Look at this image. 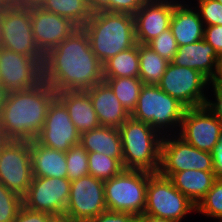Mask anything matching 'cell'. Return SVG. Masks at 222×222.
<instances>
[{"label":"cell","instance_id":"6da1fadb","mask_svg":"<svg viewBox=\"0 0 222 222\" xmlns=\"http://www.w3.org/2000/svg\"><path fill=\"white\" fill-rule=\"evenodd\" d=\"M103 80V64L82 27L45 55L43 81L56 92L86 91Z\"/></svg>","mask_w":222,"mask_h":222},{"label":"cell","instance_id":"7a4b0ae2","mask_svg":"<svg viewBox=\"0 0 222 222\" xmlns=\"http://www.w3.org/2000/svg\"><path fill=\"white\" fill-rule=\"evenodd\" d=\"M57 92L42 81L34 88L2 95L1 140L33 141L42 131L48 109Z\"/></svg>","mask_w":222,"mask_h":222},{"label":"cell","instance_id":"3957f363","mask_svg":"<svg viewBox=\"0 0 222 222\" xmlns=\"http://www.w3.org/2000/svg\"><path fill=\"white\" fill-rule=\"evenodd\" d=\"M82 28L88 35L91 50L102 64L137 43L132 14L95 12Z\"/></svg>","mask_w":222,"mask_h":222},{"label":"cell","instance_id":"277c9868","mask_svg":"<svg viewBox=\"0 0 222 222\" xmlns=\"http://www.w3.org/2000/svg\"><path fill=\"white\" fill-rule=\"evenodd\" d=\"M118 130L122 143L124 169L157 173L163 136L148 123L131 116Z\"/></svg>","mask_w":222,"mask_h":222},{"label":"cell","instance_id":"5b68a950","mask_svg":"<svg viewBox=\"0 0 222 222\" xmlns=\"http://www.w3.org/2000/svg\"><path fill=\"white\" fill-rule=\"evenodd\" d=\"M186 109L158 85L144 84L131 117L148 123L162 136L173 135L179 133Z\"/></svg>","mask_w":222,"mask_h":222},{"label":"cell","instance_id":"8992f818","mask_svg":"<svg viewBox=\"0 0 222 222\" xmlns=\"http://www.w3.org/2000/svg\"><path fill=\"white\" fill-rule=\"evenodd\" d=\"M152 173L124 169L104 181L105 203L109 211L144 214L149 176Z\"/></svg>","mask_w":222,"mask_h":222},{"label":"cell","instance_id":"52a82bcc","mask_svg":"<svg viewBox=\"0 0 222 222\" xmlns=\"http://www.w3.org/2000/svg\"><path fill=\"white\" fill-rule=\"evenodd\" d=\"M192 212H196V205L169 178L158 172L149 176L145 215L182 222Z\"/></svg>","mask_w":222,"mask_h":222},{"label":"cell","instance_id":"ba28073f","mask_svg":"<svg viewBox=\"0 0 222 222\" xmlns=\"http://www.w3.org/2000/svg\"><path fill=\"white\" fill-rule=\"evenodd\" d=\"M0 47L34 57L44 64L45 55L33 36L31 7L15 6L0 10Z\"/></svg>","mask_w":222,"mask_h":222},{"label":"cell","instance_id":"9c48e42d","mask_svg":"<svg viewBox=\"0 0 222 222\" xmlns=\"http://www.w3.org/2000/svg\"><path fill=\"white\" fill-rule=\"evenodd\" d=\"M30 141H0V183L22 199L32 182Z\"/></svg>","mask_w":222,"mask_h":222},{"label":"cell","instance_id":"30bf717a","mask_svg":"<svg viewBox=\"0 0 222 222\" xmlns=\"http://www.w3.org/2000/svg\"><path fill=\"white\" fill-rule=\"evenodd\" d=\"M209 84L210 80L200 71L169 62L158 87L186 108H196L205 106L208 96L212 97L207 95Z\"/></svg>","mask_w":222,"mask_h":222},{"label":"cell","instance_id":"8fae6325","mask_svg":"<svg viewBox=\"0 0 222 222\" xmlns=\"http://www.w3.org/2000/svg\"><path fill=\"white\" fill-rule=\"evenodd\" d=\"M185 170L214 171L213 154L193 147L178 134L163 136L158 173L169 178Z\"/></svg>","mask_w":222,"mask_h":222},{"label":"cell","instance_id":"7c38bea8","mask_svg":"<svg viewBox=\"0 0 222 222\" xmlns=\"http://www.w3.org/2000/svg\"><path fill=\"white\" fill-rule=\"evenodd\" d=\"M43 81V65L34 57L0 47L2 95L34 88Z\"/></svg>","mask_w":222,"mask_h":222},{"label":"cell","instance_id":"4fadbf2b","mask_svg":"<svg viewBox=\"0 0 222 222\" xmlns=\"http://www.w3.org/2000/svg\"><path fill=\"white\" fill-rule=\"evenodd\" d=\"M106 210L104 181L87 175L71 182L65 215L73 222H90Z\"/></svg>","mask_w":222,"mask_h":222},{"label":"cell","instance_id":"5bb4252c","mask_svg":"<svg viewBox=\"0 0 222 222\" xmlns=\"http://www.w3.org/2000/svg\"><path fill=\"white\" fill-rule=\"evenodd\" d=\"M71 181L68 178L33 177L23 206L52 216L64 215L70 196Z\"/></svg>","mask_w":222,"mask_h":222},{"label":"cell","instance_id":"9a60e30c","mask_svg":"<svg viewBox=\"0 0 222 222\" xmlns=\"http://www.w3.org/2000/svg\"><path fill=\"white\" fill-rule=\"evenodd\" d=\"M178 135L193 147L212 153L222 136V122L206 106L187 108Z\"/></svg>","mask_w":222,"mask_h":222},{"label":"cell","instance_id":"2e32d148","mask_svg":"<svg viewBox=\"0 0 222 222\" xmlns=\"http://www.w3.org/2000/svg\"><path fill=\"white\" fill-rule=\"evenodd\" d=\"M80 137L81 133L71 121L67 108L56 97L35 140L50 149L67 152L72 146L80 144Z\"/></svg>","mask_w":222,"mask_h":222},{"label":"cell","instance_id":"e0dca14e","mask_svg":"<svg viewBox=\"0 0 222 222\" xmlns=\"http://www.w3.org/2000/svg\"><path fill=\"white\" fill-rule=\"evenodd\" d=\"M31 18L35 43L44 55L79 28L70 19L47 12L39 6L31 7Z\"/></svg>","mask_w":222,"mask_h":222},{"label":"cell","instance_id":"ac0fdd59","mask_svg":"<svg viewBox=\"0 0 222 222\" xmlns=\"http://www.w3.org/2000/svg\"><path fill=\"white\" fill-rule=\"evenodd\" d=\"M180 0H145L133 15L136 41L147 44L170 28L174 6Z\"/></svg>","mask_w":222,"mask_h":222},{"label":"cell","instance_id":"d6986e66","mask_svg":"<svg viewBox=\"0 0 222 222\" xmlns=\"http://www.w3.org/2000/svg\"><path fill=\"white\" fill-rule=\"evenodd\" d=\"M86 91L101 126L120 128L131 116L104 80Z\"/></svg>","mask_w":222,"mask_h":222},{"label":"cell","instance_id":"ffe728a7","mask_svg":"<svg viewBox=\"0 0 222 222\" xmlns=\"http://www.w3.org/2000/svg\"><path fill=\"white\" fill-rule=\"evenodd\" d=\"M180 0L175 6L170 21L172 35L177 41L178 47L197 42L204 37L205 25L198 10L192 6L189 0Z\"/></svg>","mask_w":222,"mask_h":222},{"label":"cell","instance_id":"44dd1931","mask_svg":"<svg viewBox=\"0 0 222 222\" xmlns=\"http://www.w3.org/2000/svg\"><path fill=\"white\" fill-rule=\"evenodd\" d=\"M218 54L204 39L179 46L172 63L200 71L210 81L214 78Z\"/></svg>","mask_w":222,"mask_h":222},{"label":"cell","instance_id":"7402d4cb","mask_svg":"<svg viewBox=\"0 0 222 222\" xmlns=\"http://www.w3.org/2000/svg\"><path fill=\"white\" fill-rule=\"evenodd\" d=\"M57 98L67 108L71 121L80 133L101 126L87 91L57 92Z\"/></svg>","mask_w":222,"mask_h":222},{"label":"cell","instance_id":"603a6c76","mask_svg":"<svg viewBox=\"0 0 222 222\" xmlns=\"http://www.w3.org/2000/svg\"><path fill=\"white\" fill-rule=\"evenodd\" d=\"M33 177L68 178L66 152L30 141Z\"/></svg>","mask_w":222,"mask_h":222},{"label":"cell","instance_id":"cb8c5ba5","mask_svg":"<svg viewBox=\"0 0 222 222\" xmlns=\"http://www.w3.org/2000/svg\"><path fill=\"white\" fill-rule=\"evenodd\" d=\"M80 144L88 152L105 154L111 158L123 159L122 143L118 128L100 126L81 133Z\"/></svg>","mask_w":222,"mask_h":222},{"label":"cell","instance_id":"d4e9b609","mask_svg":"<svg viewBox=\"0 0 222 222\" xmlns=\"http://www.w3.org/2000/svg\"><path fill=\"white\" fill-rule=\"evenodd\" d=\"M217 178L215 171L185 170L173 173L169 179L174 187L189 198L195 205L212 188Z\"/></svg>","mask_w":222,"mask_h":222},{"label":"cell","instance_id":"484cf974","mask_svg":"<svg viewBox=\"0 0 222 222\" xmlns=\"http://www.w3.org/2000/svg\"><path fill=\"white\" fill-rule=\"evenodd\" d=\"M103 77H139V44L107 60L103 64Z\"/></svg>","mask_w":222,"mask_h":222},{"label":"cell","instance_id":"4316f807","mask_svg":"<svg viewBox=\"0 0 222 222\" xmlns=\"http://www.w3.org/2000/svg\"><path fill=\"white\" fill-rule=\"evenodd\" d=\"M39 7L70 19L78 27H83L92 15L87 0H44Z\"/></svg>","mask_w":222,"mask_h":222},{"label":"cell","instance_id":"83f0119b","mask_svg":"<svg viewBox=\"0 0 222 222\" xmlns=\"http://www.w3.org/2000/svg\"><path fill=\"white\" fill-rule=\"evenodd\" d=\"M168 64L146 44H139V78L144 84L158 85Z\"/></svg>","mask_w":222,"mask_h":222},{"label":"cell","instance_id":"f1b7e54d","mask_svg":"<svg viewBox=\"0 0 222 222\" xmlns=\"http://www.w3.org/2000/svg\"><path fill=\"white\" fill-rule=\"evenodd\" d=\"M122 106L131 114L135 109L144 83L139 77L104 78Z\"/></svg>","mask_w":222,"mask_h":222},{"label":"cell","instance_id":"f546056e","mask_svg":"<svg viewBox=\"0 0 222 222\" xmlns=\"http://www.w3.org/2000/svg\"><path fill=\"white\" fill-rule=\"evenodd\" d=\"M124 170L123 159H115L102 153L88 152V172L95 178L106 181Z\"/></svg>","mask_w":222,"mask_h":222},{"label":"cell","instance_id":"4dcf8cb0","mask_svg":"<svg viewBox=\"0 0 222 222\" xmlns=\"http://www.w3.org/2000/svg\"><path fill=\"white\" fill-rule=\"evenodd\" d=\"M196 213L222 222V177H217L212 188L196 205Z\"/></svg>","mask_w":222,"mask_h":222},{"label":"cell","instance_id":"1f68e13d","mask_svg":"<svg viewBox=\"0 0 222 222\" xmlns=\"http://www.w3.org/2000/svg\"><path fill=\"white\" fill-rule=\"evenodd\" d=\"M68 179L72 182L89 175L88 151L81 145L72 146L66 152Z\"/></svg>","mask_w":222,"mask_h":222},{"label":"cell","instance_id":"d6a6232c","mask_svg":"<svg viewBox=\"0 0 222 222\" xmlns=\"http://www.w3.org/2000/svg\"><path fill=\"white\" fill-rule=\"evenodd\" d=\"M23 199L0 183V222H14Z\"/></svg>","mask_w":222,"mask_h":222},{"label":"cell","instance_id":"836d02e7","mask_svg":"<svg viewBox=\"0 0 222 222\" xmlns=\"http://www.w3.org/2000/svg\"><path fill=\"white\" fill-rule=\"evenodd\" d=\"M146 45L169 62H172L178 50L177 41L172 35L170 28L163 31Z\"/></svg>","mask_w":222,"mask_h":222},{"label":"cell","instance_id":"e575fe53","mask_svg":"<svg viewBox=\"0 0 222 222\" xmlns=\"http://www.w3.org/2000/svg\"><path fill=\"white\" fill-rule=\"evenodd\" d=\"M200 18L205 26L222 25V4L218 0H196Z\"/></svg>","mask_w":222,"mask_h":222},{"label":"cell","instance_id":"d590c367","mask_svg":"<svg viewBox=\"0 0 222 222\" xmlns=\"http://www.w3.org/2000/svg\"><path fill=\"white\" fill-rule=\"evenodd\" d=\"M145 0H109V12L128 13L134 15Z\"/></svg>","mask_w":222,"mask_h":222},{"label":"cell","instance_id":"8d00e7d4","mask_svg":"<svg viewBox=\"0 0 222 222\" xmlns=\"http://www.w3.org/2000/svg\"><path fill=\"white\" fill-rule=\"evenodd\" d=\"M209 86H212L214 101L207 98L205 106L222 122V83L210 82Z\"/></svg>","mask_w":222,"mask_h":222},{"label":"cell","instance_id":"74e56055","mask_svg":"<svg viewBox=\"0 0 222 222\" xmlns=\"http://www.w3.org/2000/svg\"><path fill=\"white\" fill-rule=\"evenodd\" d=\"M53 216L40 212L27 209L22 206L14 219V222H48Z\"/></svg>","mask_w":222,"mask_h":222},{"label":"cell","instance_id":"f35d334b","mask_svg":"<svg viewBox=\"0 0 222 222\" xmlns=\"http://www.w3.org/2000/svg\"><path fill=\"white\" fill-rule=\"evenodd\" d=\"M203 39L210 44L217 54L222 52V25L205 26Z\"/></svg>","mask_w":222,"mask_h":222},{"label":"cell","instance_id":"ab89813d","mask_svg":"<svg viewBox=\"0 0 222 222\" xmlns=\"http://www.w3.org/2000/svg\"><path fill=\"white\" fill-rule=\"evenodd\" d=\"M136 218V216L130 213L106 210L90 222H136Z\"/></svg>","mask_w":222,"mask_h":222},{"label":"cell","instance_id":"60d3db41","mask_svg":"<svg viewBox=\"0 0 222 222\" xmlns=\"http://www.w3.org/2000/svg\"><path fill=\"white\" fill-rule=\"evenodd\" d=\"M212 154L215 174L217 177H222V136L218 141L217 148Z\"/></svg>","mask_w":222,"mask_h":222},{"label":"cell","instance_id":"b9f144b4","mask_svg":"<svg viewBox=\"0 0 222 222\" xmlns=\"http://www.w3.org/2000/svg\"><path fill=\"white\" fill-rule=\"evenodd\" d=\"M92 13L99 11L109 12V0H87Z\"/></svg>","mask_w":222,"mask_h":222},{"label":"cell","instance_id":"7bdbcfd3","mask_svg":"<svg viewBox=\"0 0 222 222\" xmlns=\"http://www.w3.org/2000/svg\"><path fill=\"white\" fill-rule=\"evenodd\" d=\"M212 83H222V52L218 54L216 62V71L214 78L210 81Z\"/></svg>","mask_w":222,"mask_h":222},{"label":"cell","instance_id":"ee69618b","mask_svg":"<svg viewBox=\"0 0 222 222\" xmlns=\"http://www.w3.org/2000/svg\"><path fill=\"white\" fill-rule=\"evenodd\" d=\"M136 222H174L169 219L142 214L136 218Z\"/></svg>","mask_w":222,"mask_h":222},{"label":"cell","instance_id":"f6af8a7d","mask_svg":"<svg viewBox=\"0 0 222 222\" xmlns=\"http://www.w3.org/2000/svg\"><path fill=\"white\" fill-rule=\"evenodd\" d=\"M15 6H20V0H0V10Z\"/></svg>","mask_w":222,"mask_h":222},{"label":"cell","instance_id":"bcb514c9","mask_svg":"<svg viewBox=\"0 0 222 222\" xmlns=\"http://www.w3.org/2000/svg\"><path fill=\"white\" fill-rule=\"evenodd\" d=\"M44 0H20V6L32 7L40 6Z\"/></svg>","mask_w":222,"mask_h":222},{"label":"cell","instance_id":"7dc6e473","mask_svg":"<svg viewBox=\"0 0 222 222\" xmlns=\"http://www.w3.org/2000/svg\"><path fill=\"white\" fill-rule=\"evenodd\" d=\"M48 222H73L67 215L53 216Z\"/></svg>","mask_w":222,"mask_h":222},{"label":"cell","instance_id":"c3c4849f","mask_svg":"<svg viewBox=\"0 0 222 222\" xmlns=\"http://www.w3.org/2000/svg\"><path fill=\"white\" fill-rule=\"evenodd\" d=\"M1 98H2V93H1V90H0V103H1Z\"/></svg>","mask_w":222,"mask_h":222}]
</instances>
